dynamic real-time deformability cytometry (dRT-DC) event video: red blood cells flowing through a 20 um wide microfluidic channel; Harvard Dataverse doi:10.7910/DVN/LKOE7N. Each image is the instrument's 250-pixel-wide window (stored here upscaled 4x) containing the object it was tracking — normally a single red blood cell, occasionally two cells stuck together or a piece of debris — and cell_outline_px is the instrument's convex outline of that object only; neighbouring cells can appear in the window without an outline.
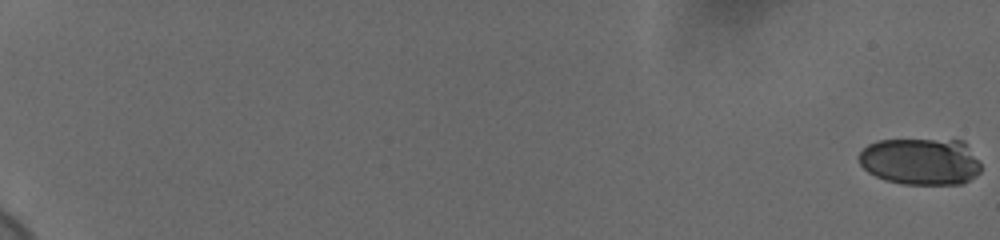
{"species": "human", "species_latin": "Homo sapiens", "temperature_condition": "cold", "stored_images_in_passage": 27, "camera_frame_rate_fps": 3000, "um_per_image_px": 0.085, "donor": {"sex": "female"}, "frame": {"image": 1, "passage_image": 1, "time_ms": 0.0, "image_size_px": [1000, 240], "cell_outline_px": [[980, 172], [976, 176], [964, 184], [900, 184], [884, 180], [868, 172], [860, 164], [860, 152], [868, 144], [876, 140], [964, 140], [980, 164]], "centroid_in_image_um": [78.26, 13.73], "position_along_channel_um": 6.7, "area_um2": 33.47}}
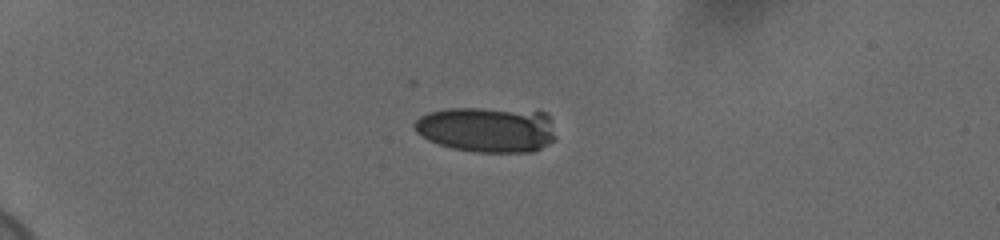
{"frame": {"image": 2, "passage_image": 19, "time_ms": 6.0, "image_size_px": [1000, 240], "cell_outline_px": [[556, 140], [536, 152], [472, 152], [452, 148], [428, 140], [416, 132], [412, 124], [420, 116], [428, 112], [448, 108], [480, 108], [548, 112], [552, 120], [556, 136]], "centroid_in_image_um": [41.44, 11.01], "position_along_channel_um": 43.6, "area_um2": 38.03}}